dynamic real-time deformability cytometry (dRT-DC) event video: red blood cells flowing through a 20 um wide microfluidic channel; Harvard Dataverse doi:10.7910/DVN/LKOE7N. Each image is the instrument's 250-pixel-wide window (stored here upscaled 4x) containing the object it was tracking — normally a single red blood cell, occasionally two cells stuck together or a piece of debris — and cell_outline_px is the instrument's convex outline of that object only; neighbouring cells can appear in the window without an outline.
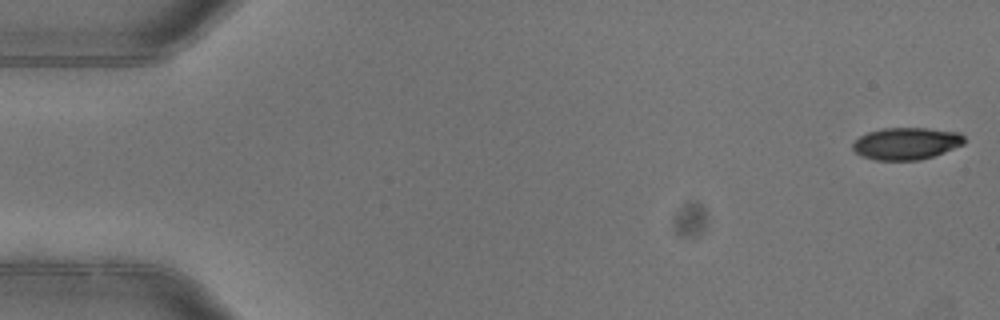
{"species": "common noctule bat (a hibernating species)", "species_latin": "Nyctalus noctula", "temperature_condition": "warm", "stored_images_in_passage": 4, "camera_frame_rate_fps": 3000, "um_per_image_px": 0.085, "animal": {"sex": "female"}, "frame": {"image": 1, "passage_image": 1, "time_ms": 0.0, "image_size_px": [1000, 320], "cell_outline_px": [[964, 144], [944, 152], [920, 160], [876, 160], [864, 156], [856, 152], [852, 148], [852, 144], [860, 136], [868, 132], [884, 128], [928, 128], [960, 132], [964, 136]], "centroid_in_image_um": [77.06, 12.19], "position_along_channel_um": 7.9, "area_um2": 20.75}}